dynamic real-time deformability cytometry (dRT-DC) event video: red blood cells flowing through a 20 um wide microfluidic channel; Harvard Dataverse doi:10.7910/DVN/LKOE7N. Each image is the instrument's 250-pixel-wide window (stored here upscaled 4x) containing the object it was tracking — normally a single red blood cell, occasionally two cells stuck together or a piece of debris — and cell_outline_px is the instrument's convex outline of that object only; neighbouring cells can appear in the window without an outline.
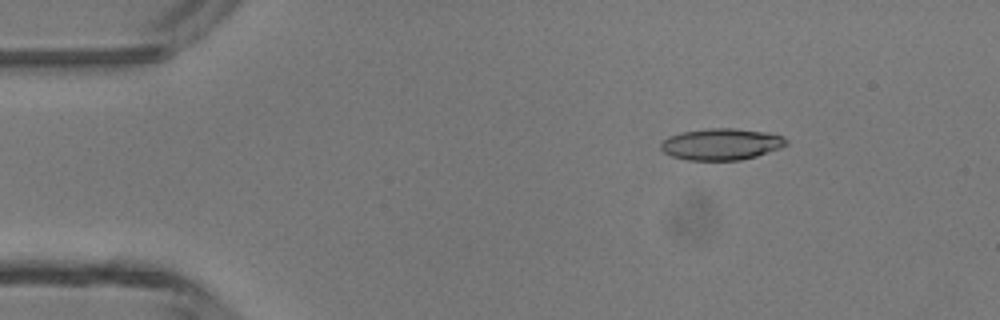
{"species": "common noctule bat (a hibernating species)", "species_latin": "Nyctalus noctula", "temperature_condition": "room temperature", "stored_images_in_passage": 3, "camera_frame_rate_fps": 3000, "um_per_image_px": 0.085, "animal": {"sex": "male", "body_mass_g": 13.3}, "frame": {"image": 1, "passage_image": 2, "time_ms": 1.0, "image_size_px": [1000, 320], "cell_outline_px": [[788, 144], [780, 148], [756, 156], [740, 160], [688, 160], [672, 156], [664, 152], [660, 148], [660, 144], [668, 136], [684, 132], [708, 128], [736, 128], [764, 132], [784, 136], [788, 140]], "centroid_in_image_um": [61.33, 12.25], "position_along_channel_um": 23.7, "area_um2": 23.0}}